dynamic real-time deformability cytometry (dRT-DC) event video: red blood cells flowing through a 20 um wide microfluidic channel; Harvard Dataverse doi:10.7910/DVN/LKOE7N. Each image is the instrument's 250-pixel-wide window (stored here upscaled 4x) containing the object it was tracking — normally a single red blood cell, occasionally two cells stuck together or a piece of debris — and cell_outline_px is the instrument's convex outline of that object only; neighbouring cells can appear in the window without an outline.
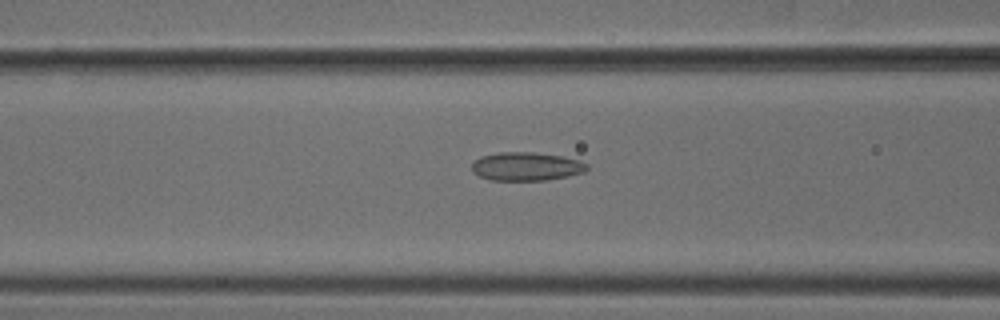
{"species": "common noctule bat (a hibernating species)", "species_latin": "Nyctalus noctula", "temperature_condition": "cold", "stored_images_in_passage": 52, "camera_frame_rate_fps": 3000, "um_per_image_px": 0.085, "animal": {"sex": "male", "body_mass_g": 18.8}, "frame": {"image": 1, "passage_image": 21, "time_ms": 6.667, "image_size_px": [1000, 320], "cell_outline_px": [[588, 168], [584, 172], [568, 176], [544, 180], [492, 180], [480, 176], [472, 172], [472, 164], [480, 156], [500, 152], [532, 152], [560, 156], [580, 160], [588, 164]], "centroid_in_image_um": [44.74, 14.14], "position_along_channel_um": 121.9, "area_um2": 19.02}}
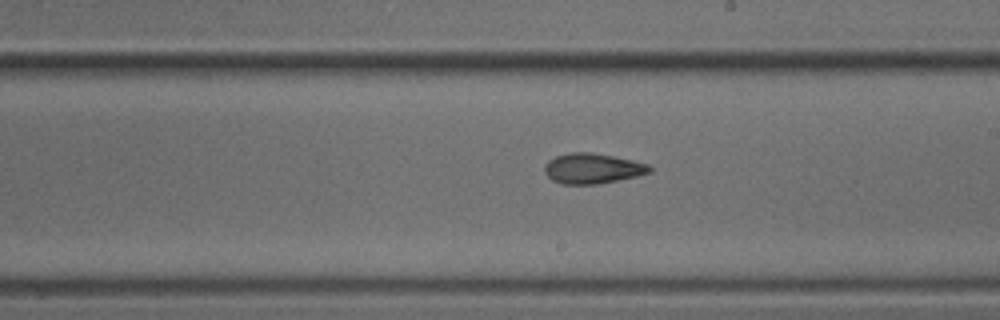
{"frame": {"image": 2, "passage_image": 30, "time_ms": 9.667, "image_size_px": [1000, 320], "cell_outline_px": [[652, 172], [636, 176], [596, 184], [560, 184], [552, 180], [544, 172], [544, 168], [548, 160], [556, 156], [572, 152], [592, 152], [632, 160], [648, 164], [652, 168]], "centroid_in_image_um": [50.34, 14.32], "position_along_channel_um": 238.7, "area_um2": 18.44}}
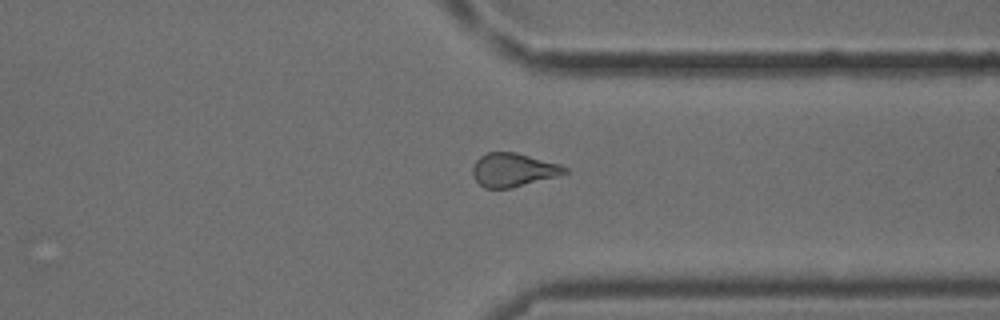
{"frame": {"image": 3, "passage_image": 40, "time_ms": 13.0, "image_size_px": [1000, 320], "cell_outline_px": [[568, 172], [556, 176], [512, 188], [484, 188], [476, 180], [472, 172], [472, 168], [476, 160], [480, 156], [488, 152], [516, 152], [560, 164], [568, 168]], "centroid_in_image_um": [43.62, 14.43], "position_along_channel_um": 367.8, "area_um2": 17.92}, "authors_computed_cell_mechanics": {"area_um2": 18.8139, "velocity_mm_per_s": 3.8857, "shape_relaxation_time_tau1_ms": 8.446, "shape_relaxation_time_tau2_ms": 3.3422, "deformation_change_tau1": 0.134, "deformation_change_tau2": 0.096}}